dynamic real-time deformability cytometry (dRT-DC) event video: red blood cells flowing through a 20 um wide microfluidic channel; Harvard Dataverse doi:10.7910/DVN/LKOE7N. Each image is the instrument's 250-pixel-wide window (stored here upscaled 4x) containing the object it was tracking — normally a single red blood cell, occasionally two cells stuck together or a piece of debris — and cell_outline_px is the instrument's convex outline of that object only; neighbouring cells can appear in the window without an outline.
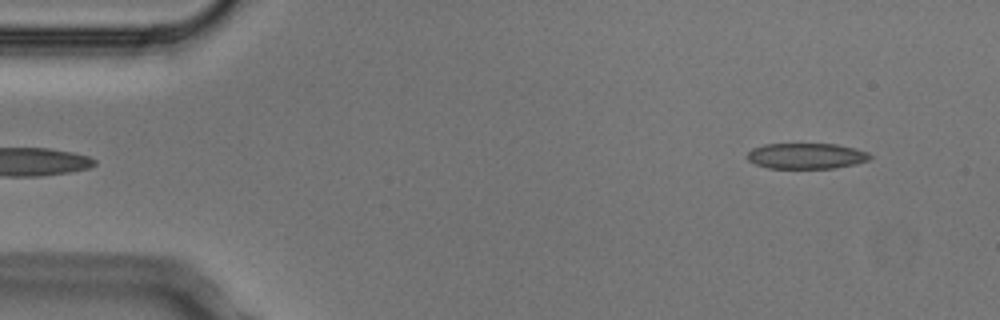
{"species": "Egyptian fruit bat (a non-hibernating species)", "species_latin": "Rousettus aegyptiacus", "temperature_condition": "cold", "stored_images_in_passage": 6, "segment_of_instrument_passage": [2, 2], "camera_frame_rate_fps": 3000, "um_per_image_px": 0.085, "animal": {"sex": "male"}, "frame": {"image": 1, "passage_image": 6, "time_ms": 1.667, "image_size_px": [1000, 320], "cell_outline_px": [[872, 156], [868, 160], [856, 164], [832, 168], [768, 168], [756, 164], [748, 160], [748, 152], [752, 148], [764, 144], [836, 144], [856, 148], [868, 152]], "centroid_in_image_um": [68.55, 13.25], "position_along_channel_um": 16.5, "area_um2": 18.38}}